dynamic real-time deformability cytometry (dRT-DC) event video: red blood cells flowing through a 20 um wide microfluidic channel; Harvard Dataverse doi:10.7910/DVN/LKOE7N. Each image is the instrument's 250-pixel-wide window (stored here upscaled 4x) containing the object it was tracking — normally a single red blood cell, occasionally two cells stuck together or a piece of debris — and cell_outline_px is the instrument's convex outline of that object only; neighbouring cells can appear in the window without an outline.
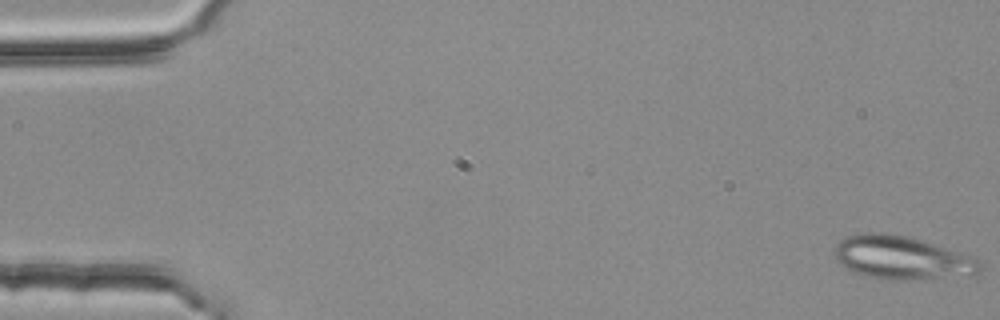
{"species": "common noctule bat (a hibernating species)", "species_latin": "Nyctalus noctula", "temperature_condition": "room temperature", "stored_images_in_passage": 4, "camera_frame_rate_fps": 3000, "um_per_image_px": 0.085, "animal": {"sex": "female", "body_mass_g": 25.1}, "frame": {"image": 1, "passage_image": 1, "time_ms": 0.0, "image_size_px": [1000, 320], "cell_outline_px": [[980, 272], [976, 276], [912, 280], [880, 280], [864, 276], [852, 272], [840, 264], [836, 260], [832, 252], [836, 244], [840, 240], [848, 236], [864, 232], [888, 232], [908, 236], [976, 256], [980, 260]], "centroid_in_image_um": [76.69, 21.92], "position_along_channel_um": 8.3, "area_um2": 37.97}}